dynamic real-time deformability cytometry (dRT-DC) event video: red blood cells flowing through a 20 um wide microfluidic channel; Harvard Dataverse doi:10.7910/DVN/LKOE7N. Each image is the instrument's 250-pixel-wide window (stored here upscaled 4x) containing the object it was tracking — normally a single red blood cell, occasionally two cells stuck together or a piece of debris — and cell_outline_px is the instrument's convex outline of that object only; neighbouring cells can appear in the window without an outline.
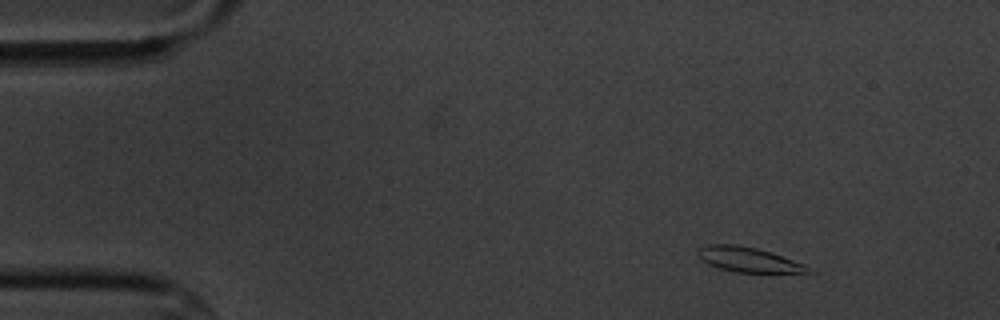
{"species": "common noctule bat (a hibernating species)", "species_latin": "Nyctalus noctula", "temperature_condition": "cold", "stored_images_in_passage": 5, "camera_frame_rate_fps": 3000, "um_per_image_px": 0.085, "animal": {"sex": "male", "body_mass_g": 20.1, "forearm_length_mm": 53.5}, "frame": {"image": 1, "passage_image": 1, "time_ms": 0.0, "image_size_px": [1000, 320], "cell_outline_px": [[808, 272], [736, 272], [720, 268], [708, 264], [696, 252], [700, 248], [708, 244], [736, 244], [756, 248], [772, 252], [804, 264], [808, 268]], "centroid_in_image_um": [63.57, 22.05], "position_along_channel_um": 21.4, "area_um2": 15.55}}
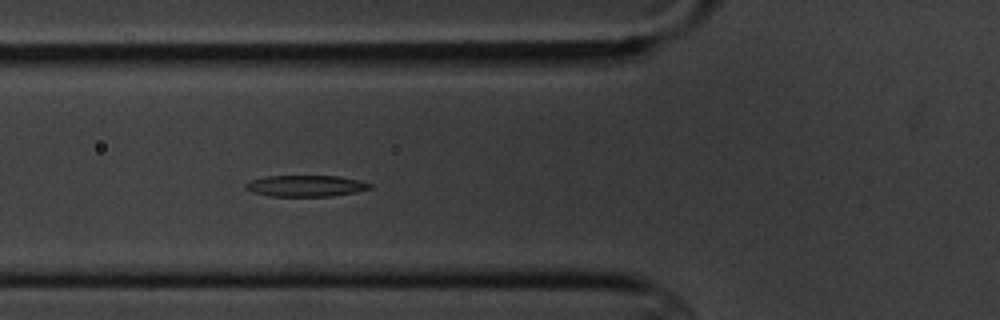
{"frame": {"image": 2, "passage_image": 5, "time_ms": 4.667, "image_size_px": [1000, 320], "cell_outline_px": [[372, 188], [356, 192], [332, 196], [268, 196], [252, 192], [244, 188], [244, 184], [248, 180], [264, 176], [340, 176], [360, 180], [372, 184]], "centroid_in_image_um": [25.96, 15.79], "position_along_channel_um": 99.8, "area_um2": 15.66}}